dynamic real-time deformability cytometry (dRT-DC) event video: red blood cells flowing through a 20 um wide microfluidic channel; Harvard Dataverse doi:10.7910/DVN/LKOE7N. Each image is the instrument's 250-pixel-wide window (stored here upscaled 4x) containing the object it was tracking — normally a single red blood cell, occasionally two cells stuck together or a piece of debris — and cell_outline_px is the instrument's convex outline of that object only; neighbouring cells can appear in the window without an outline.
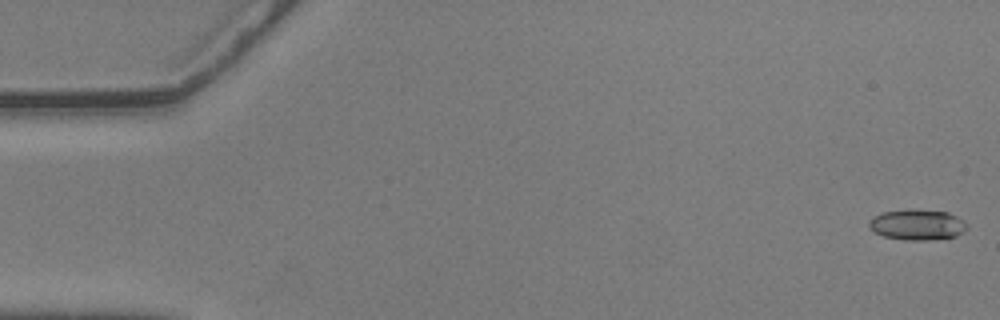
{"species": "common noctule bat (a hibernating species)", "species_latin": "Nyctalus noctula", "temperature_condition": "warm", "stored_images_in_passage": 57, "camera_frame_rate_fps": 3000, "um_per_image_px": 0.085, "animal": {"sex": "male", "body_mass_g": 20.5, "forearm_length_mm": 52.5}, "frame": {"image": 1, "passage_image": 1, "time_ms": 0.0, "image_size_px": [1000, 320], "cell_outline_px": [[968, 228], [964, 232], [956, 236], [932, 240], [904, 240], [884, 236], [868, 228], [868, 220], [872, 216], [884, 212], [908, 208], [948, 212], [964, 220], [968, 224]], "centroid_in_image_um": [77.97, 19.09], "position_along_channel_um": 7.0, "area_um2": 17.86}}
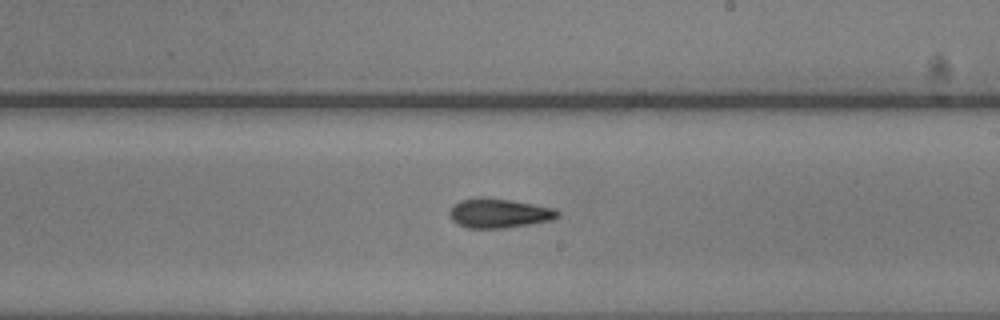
{"frame": {"image": 2, "passage_image": 33, "time_ms": 10.667, "image_size_px": [1000, 320], "cell_outline_px": [[560, 216], [552, 220], [504, 228], [468, 228], [456, 224], [452, 220], [448, 212], [460, 200], [476, 196], [484, 196], [512, 200], [556, 208], [560, 212]], "centroid_in_image_um": [42.42, 18.1], "position_along_channel_um": 246.6, "area_um2": 18.79}}
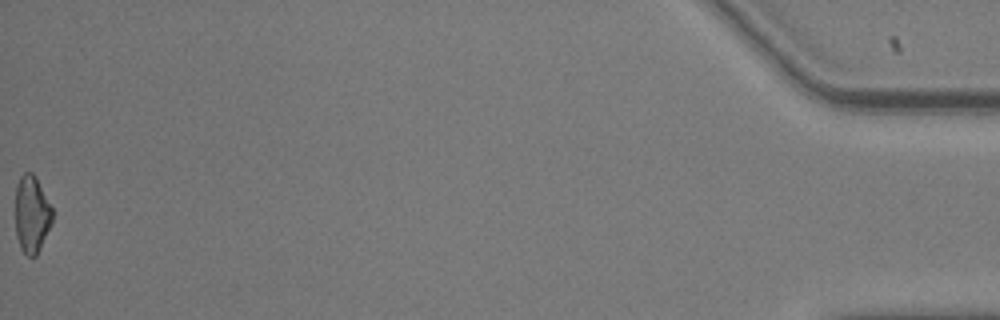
{"frame": {"image": 3, "passage_image": 57, "time_ms": 18.667, "image_size_px": [1000, 320], "cell_outline_px": [[52, 224], [36, 256], [24, 256], [20, 248], [16, 236], [16, 184], [20, 176], [24, 172], [32, 172], [36, 176], [52, 208]], "centroid_in_image_um": [2.69, 18.22], "position_along_channel_um": 432.5, "area_um2": 16.82}, "authors_computed_cell_mechanics": {"area_um2": 17.629, "velocity_mm_per_s": 3.6007, "shape_relaxation_time_tau1_ms": 4.3575, "shape_relaxation_time_tau2_ms": 5.0895, "deformation_change_tau1": 0.1537, "deformation_change_tau2": 0.1237}}